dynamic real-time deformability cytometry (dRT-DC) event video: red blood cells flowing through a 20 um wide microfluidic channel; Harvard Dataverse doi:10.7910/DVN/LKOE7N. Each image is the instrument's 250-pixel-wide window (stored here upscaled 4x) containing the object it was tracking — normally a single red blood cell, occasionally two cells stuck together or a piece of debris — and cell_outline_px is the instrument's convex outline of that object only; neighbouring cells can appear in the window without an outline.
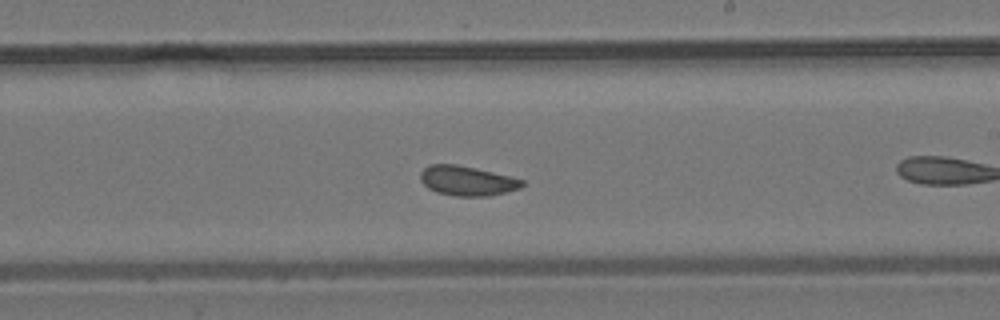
{"species": "common noctule bat (a hibernating species)", "species_latin": "Nyctalus noctula", "temperature_condition": "room temperature", "stored_images_in_passage": 41, "camera_frame_rate_fps": 3000, "um_per_image_px": 0.085, "animal": {"sex": "male", "body_mass_g": 19.2, "forearm_length_mm": 51.8}, "frame": {"image": 1, "passage_image": 18, "time_ms": 5.667, "image_size_px": [1000, 320], "cell_outline_px": [[524, 184], [520, 188], [492, 196], [456, 196], [436, 192], [428, 188], [420, 180], [420, 172], [428, 164], [456, 164], [476, 168], [512, 176], [524, 180]], "centroid_in_image_um": [39.71, 15.36], "position_along_channel_um": 249.3, "area_um2": 17.8}}
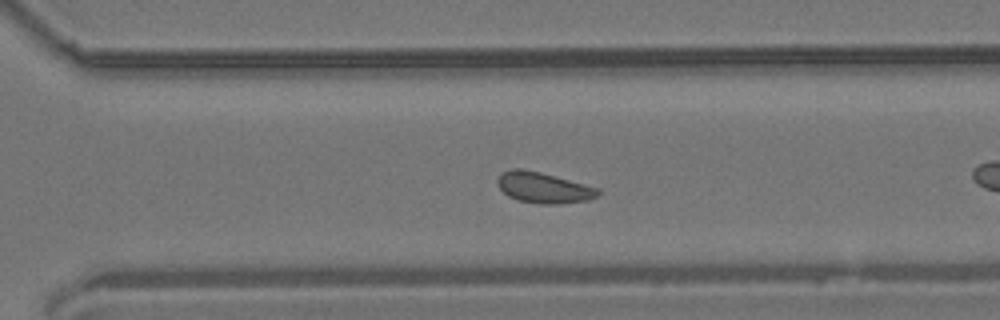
{"frame": {"image": 2, "passage_image": 24, "time_ms": 7.667, "image_size_px": [1000, 320], "cell_outline_px": [[600, 192], [596, 196], [588, 200], [560, 204], [540, 204], [516, 200], [508, 196], [496, 184], [496, 180], [500, 172], [512, 168], [520, 168], [540, 172], [600, 188]], "centroid_in_image_um": [46.16, 15.95], "position_along_channel_um": 324.4, "area_um2": 18.21}, "authors_computed_cell_mechanics": {"area_um2": 17.7446, "velocity_mm_per_s": 3.7807, "shape_relaxation_time_tau1_ms": 2.8738, "shape_relaxation_time_tau2_ms": 1.0739, "deformation_change_tau1": 0.0688, "deformation_change_tau2": 0.0801}}